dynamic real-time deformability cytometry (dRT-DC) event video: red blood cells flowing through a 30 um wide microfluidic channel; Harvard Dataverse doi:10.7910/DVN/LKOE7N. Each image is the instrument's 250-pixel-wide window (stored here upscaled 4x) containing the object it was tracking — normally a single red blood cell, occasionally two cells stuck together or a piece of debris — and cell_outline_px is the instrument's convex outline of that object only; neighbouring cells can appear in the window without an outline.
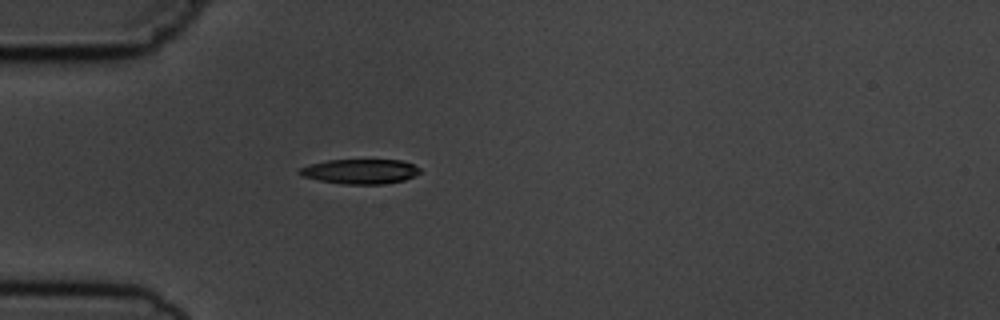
{"species": "common noctule bat (a hibernating species)", "species_latin": "Nyctalus noctula", "temperature_condition": "cold", "stored_images_in_passage": 1, "camera_frame_rate_fps": 3000, "um_per_image_px": 0.085, "animal": {"sex": "male", "body_mass_g": 19.5, "forearm_length_mm": 54.6}, "frame": {"image": 1, "passage_image": 1, "time_ms": 0.0, "image_size_px": [1000, 320], "cell_outline_px": [[420, 172], [404, 180], [384, 184], [344, 184], [320, 180], [304, 176], [296, 172], [300, 168], [308, 164], [328, 160], [400, 160], [412, 164], [420, 168]], "centroid_in_image_um": [30.6, 14.57], "position_along_channel_um": 54.4, "area_um2": 17.22}}